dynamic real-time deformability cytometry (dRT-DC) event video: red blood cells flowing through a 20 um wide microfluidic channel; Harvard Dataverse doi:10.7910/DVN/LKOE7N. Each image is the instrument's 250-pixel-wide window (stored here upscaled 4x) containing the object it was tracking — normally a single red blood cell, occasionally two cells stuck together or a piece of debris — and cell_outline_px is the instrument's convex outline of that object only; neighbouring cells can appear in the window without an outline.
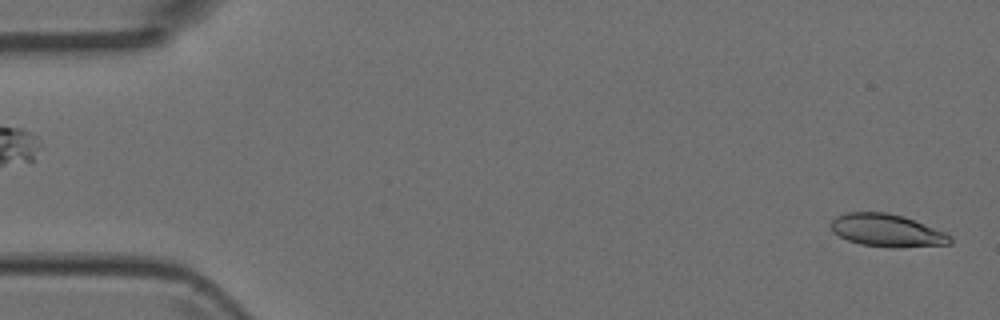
{"species": "Egyptian fruit bat (a non-hibernating species)", "species_latin": "Rousettus aegyptiacus", "temperature_condition": "room temperature", "stored_images_in_passage": 2, "segment_of_instrument_passage": [2, 2], "camera_frame_rate_fps": 3000, "um_per_image_px": 0.085, "animal": {"sex": "female"}, "frame": {"image": 1, "passage_image": 2, "time_ms": 0.333, "image_size_px": [1000, 320], "cell_outline_px": [[952, 244], [896, 248], [892, 248], [860, 244], [848, 240], [840, 236], [832, 228], [832, 220], [836, 216], [848, 212], [888, 212], [904, 216], [948, 232], [952, 236]], "centroid_in_image_um": [75.48, 19.59], "position_along_channel_um": 9.5, "area_um2": 22.89}}